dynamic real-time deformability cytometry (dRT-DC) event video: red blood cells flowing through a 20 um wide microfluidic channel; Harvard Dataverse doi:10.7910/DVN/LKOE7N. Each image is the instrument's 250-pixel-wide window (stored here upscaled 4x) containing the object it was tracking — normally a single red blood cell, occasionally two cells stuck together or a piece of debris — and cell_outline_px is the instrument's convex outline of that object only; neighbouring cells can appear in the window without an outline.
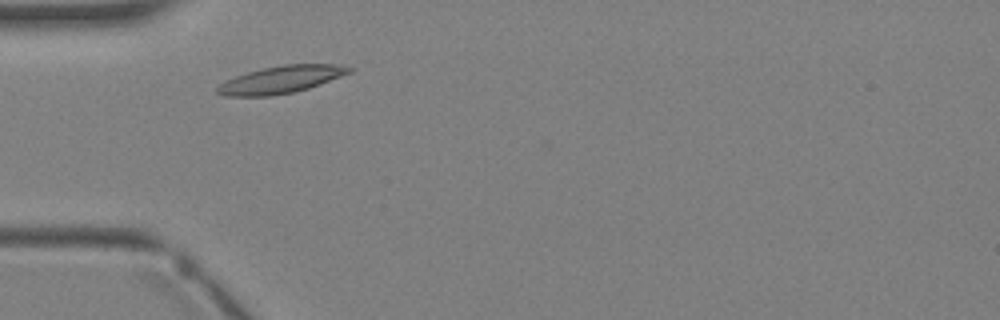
{"species": "Egyptian fruit bat (a non-hibernating species)", "species_latin": "Rousettus aegyptiacus", "temperature_condition": "warm", "stored_images_in_passage": 2, "camera_frame_rate_fps": 3000, "um_per_image_px": 0.085, "animal": {"sex": "female"}, "frame": {"image": 1, "passage_image": 1, "time_ms": 0.0, "image_size_px": [1000, 320], "cell_outline_px": [[352, 72], [320, 84], [296, 92], [268, 96], [224, 96], [216, 92], [216, 88], [220, 84], [236, 76], [248, 72], [264, 68], [284, 64], [336, 64], [352, 68]], "centroid_in_image_um": [23.89, 6.77], "position_along_channel_um": 61.1, "area_um2": 20.81}}
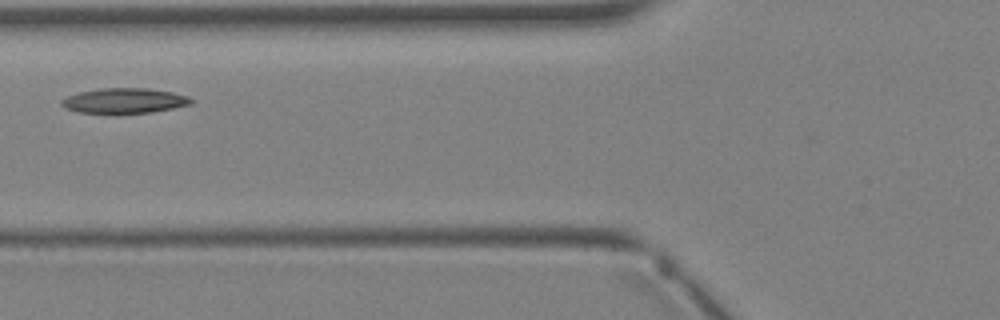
{"frame": {"image": 2, "passage_image": 2, "time_ms": 1.0, "image_size_px": [1000, 320], "cell_outline_px": [[192, 104], [152, 112], [76, 112], [64, 108], [60, 104], [60, 100], [68, 96], [80, 92], [100, 88], [148, 88], [172, 92], [188, 96], [192, 100]], "centroid_in_image_um": [10.55, 8.54], "position_along_channel_um": 115.2, "area_um2": 18.67}}